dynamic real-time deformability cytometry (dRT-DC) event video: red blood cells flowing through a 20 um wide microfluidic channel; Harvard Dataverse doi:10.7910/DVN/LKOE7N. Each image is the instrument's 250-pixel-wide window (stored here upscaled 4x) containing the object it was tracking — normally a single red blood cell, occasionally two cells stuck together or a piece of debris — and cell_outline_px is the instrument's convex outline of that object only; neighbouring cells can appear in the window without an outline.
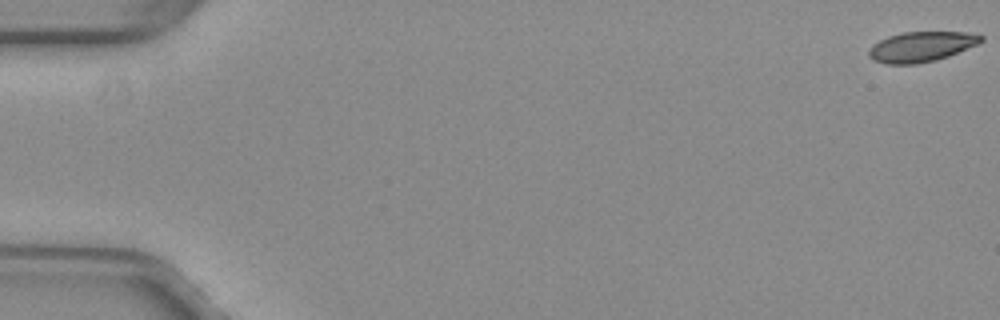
{"species": "common noctule bat (a hibernating species)", "species_latin": "Nyctalus noctula", "temperature_condition": "warm", "stored_images_in_passage": 53, "camera_frame_rate_fps": 3000, "um_per_image_px": 0.085, "animal": {"sex": "female", "body_mass_g": 29.2, "forearm_length_mm": 56.3}, "frame": {"image": 1, "passage_image": 1, "time_ms": 0.0, "image_size_px": [1000, 320], "cell_outline_px": [[984, 40], [976, 44], [948, 56], [936, 60], [916, 64], [884, 64], [872, 60], [868, 56], [868, 48], [872, 44], [888, 36], [904, 32], [964, 32], [984, 36]], "centroid_in_image_um": [78.24, 3.98], "position_along_channel_um": 6.8, "area_um2": 19.71}}
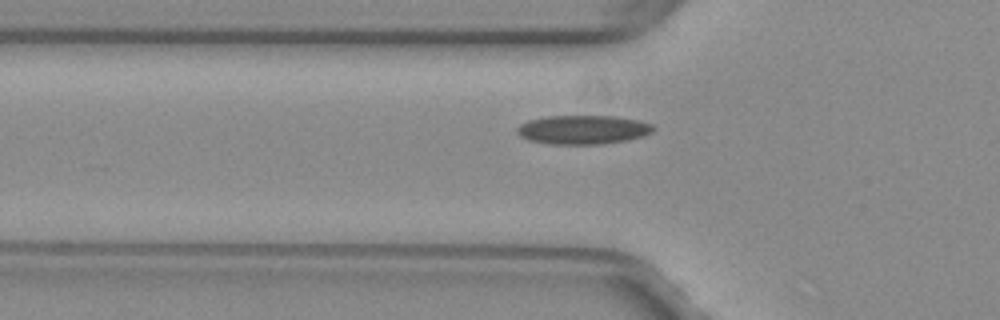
{"frame": {"image": 2, "passage_image": 19, "time_ms": 6.0, "image_size_px": [1000, 320], "cell_outline_px": [[656, 128], [652, 132], [644, 136], [628, 140], [600, 144], [552, 144], [528, 140], [520, 136], [516, 132], [516, 128], [520, 124], [528, 120], [548, 116], [616, 116], [640, 120], [652, 124]], "centroid_in_image_um": [49.57, 11.02], "position_along_channel_um": 76.2, "area_um2": 23.18}}
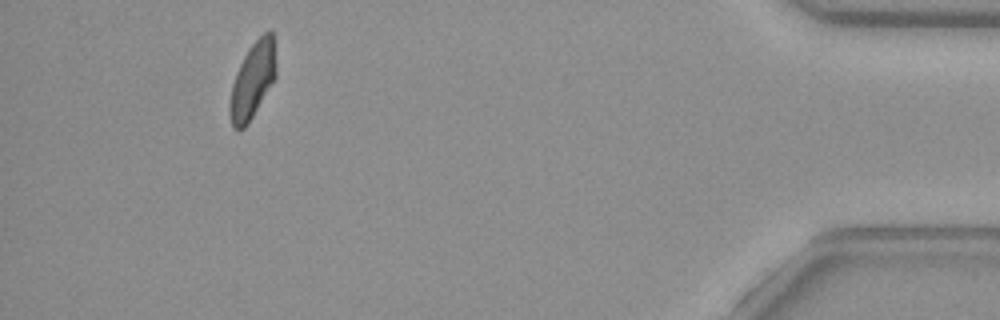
{"frame": {"image": 3, "passage_image": 49, "time_ms": 16.0, "image_size_px": [1000, 320], "cell_outline_px": [[276, 76], [248, 124], [244, 128], [232, 128], [228, 108], [232, 84], [236, 72], [248, 48], [268, 28], [272, 32], [276, 68]], "centroid_in_image_um": [21.45, 6.83], "position_along_channel_um": 413.7, "area_um2": 20.35}, "authors_computed_cell_mechanics": {"area_um2": 21.2126, "velocity_mm_per_s": 4.0186, "shape_relaxation_time_tau1_ms": 9.3503, "shape_relaxation_time_tau2_ms": 4.0433, "deformation_change_tau1": 0.1861, "deformation_change_tau2": 0.0963}}